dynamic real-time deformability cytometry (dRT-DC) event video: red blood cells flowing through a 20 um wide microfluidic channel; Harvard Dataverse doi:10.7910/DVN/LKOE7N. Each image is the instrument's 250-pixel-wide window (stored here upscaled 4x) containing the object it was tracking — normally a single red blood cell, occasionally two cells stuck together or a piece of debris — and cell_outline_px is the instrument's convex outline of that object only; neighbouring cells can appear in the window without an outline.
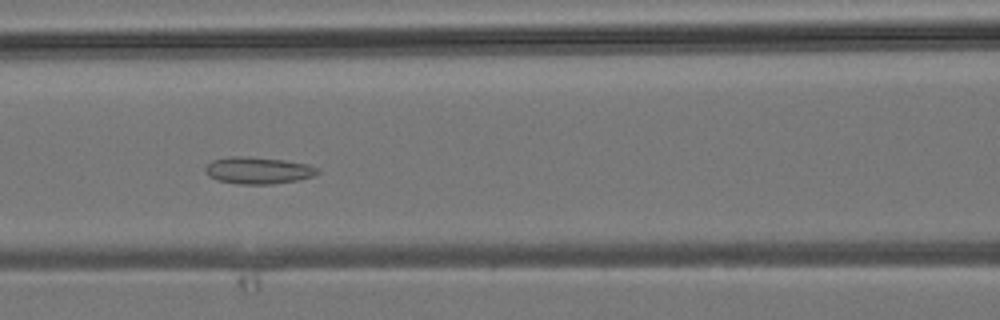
{"species": "common noctule bat (a hibernating species)", "species_latin": "Nyctalus noctula", "temperature_condition": "room temperature", "stored_images_in_passage": 41, "camera_frame_rate_fps": 3000, "um_per_image_px": 0.085, "animal": {"sex": "male", "body_mass_g": 19.2, "forearm_length_mm": 51.8}, "frame": {"image": 1, "passage_image": 17, "time_ms": 5.333, "image_size_px": [1000, 320], "cell_outline_px": [[320, 172], [312, 176], [296, 180], [272, 184], [236, 184], [220, 180], [208, 176], [204, 172], [204, 168], [212, 160], [228, 156], [248, 156], [284, 160], [308, 164], [320, 168]], "centroid_in_image_um": [21.92, 14.47], "position_along_channel_um": 144.7, "area_um2": 17.69}}
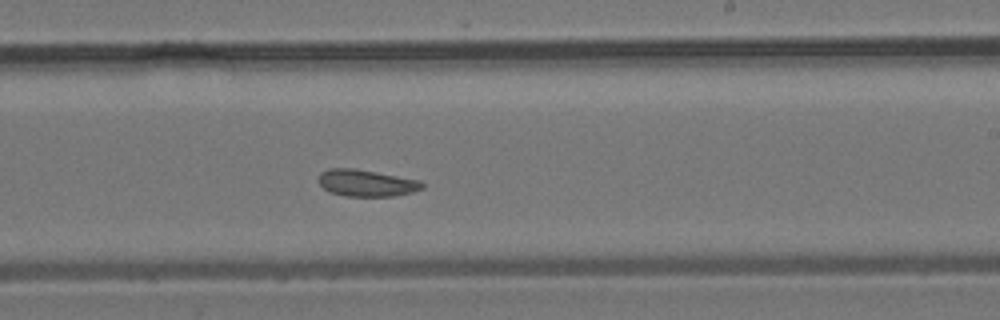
{"frame": {"image": 2, "passage_image": 24, "time_ms": 7.667, "image_size_px": [1000, 320], "cell_outline_px": [[424, 188], [412, 192], [396, 196], [344, 196], [328, 192], [320, 184], [320, 172], [328, 168], [356, 168], [420, 180], [424, 184]], "centroid_in_image_um": [31.15, 15.55], "position_along_channel_um": 257.8, "area_um2": 16.3}}
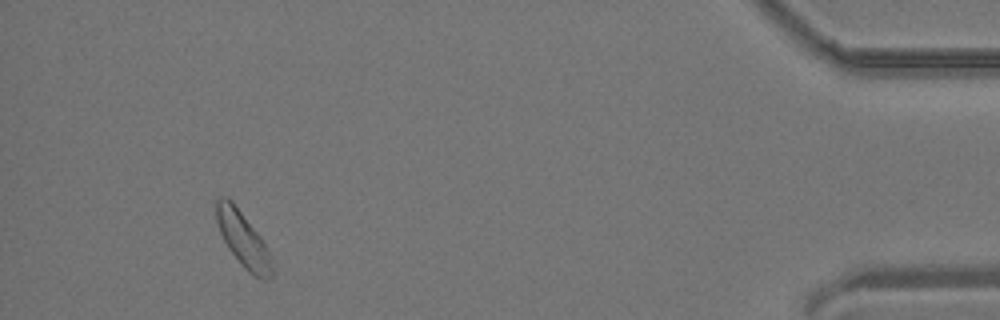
{"frame": {"image": 3, "passage_image": 38, "time_ms": 12.333, "image_size_px": [1000, 320], "cell_outline_px": [[272, 276], [268, 280], [264, 280], [252, 276], [244, 268], [228, 248], [220, 232], [216, 220], [216, 200], [220, 196], [228, 196], [232, 200], [260, 236], [268, 252], [272, 268]], "centroid_in_image_um": [20.63, 20.34], "position_along_channel_um": 414.6, "area_um2": 17.69}}